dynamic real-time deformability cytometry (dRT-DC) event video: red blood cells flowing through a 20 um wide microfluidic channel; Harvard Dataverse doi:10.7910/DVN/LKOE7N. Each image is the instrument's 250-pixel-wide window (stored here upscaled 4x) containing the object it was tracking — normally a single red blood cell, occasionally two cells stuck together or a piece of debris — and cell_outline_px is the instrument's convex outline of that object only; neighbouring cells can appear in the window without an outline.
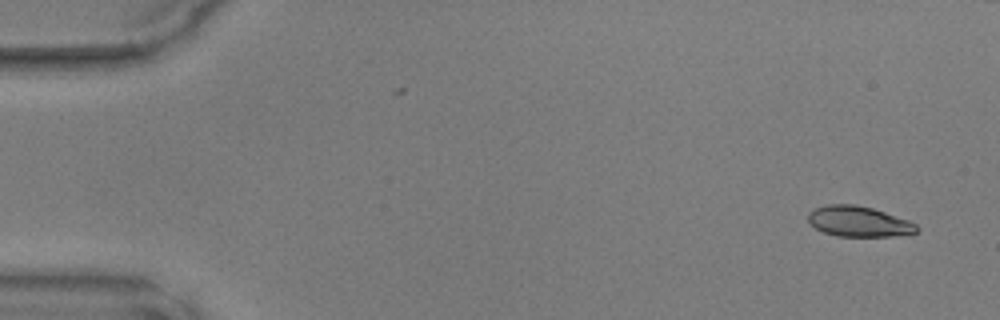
{"species": "common noctule bat (a hibernating species)", "species_latin": "Nyctalus noctula", "temperature_condition": "warm", "stored_images_in_passage": 47, "camera_frame_rate_fps": 3000, "um_per_image_px": 0.085, "animal": {"sex": "male", "body_mass_g": 17.9, "forearm_length_mm": 54.2}, "frame": {"image": 1, "passage_image": 1, "time_ms": 0.0, "image_size_px": [1000, 320], "cell_outline_px": [[920, 228], [916, 232], [892, 236], [836, 236], [824, 232], [816, 228], [808, 220], [808, 212], [816, 208], [828, 204], [856, 204], [872, 208], [908, 220], [916, 224]], "centroid_in_image_um": [72.98, 18.82], "position_along_channel_um": 12.0, "area_um2": 19.13}}
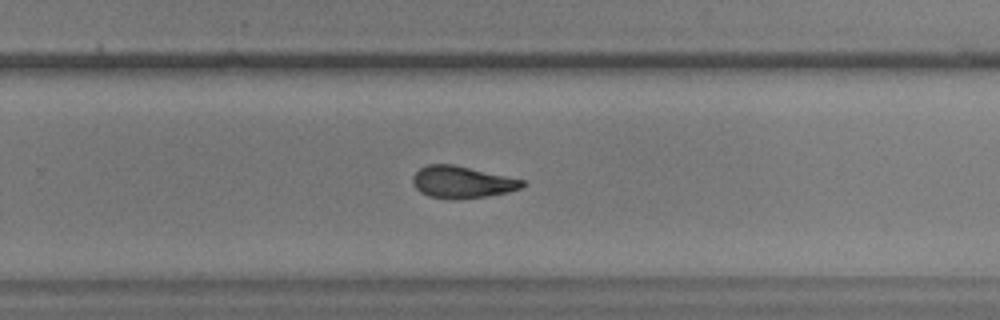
{"frame": {"image": 2, "passage_image": 30, "time_ms": 9.667, "image_size_px": [1000, 320], "cell_outline_px": [[524, 184], [520, 188], [508, 192], [484, 196], [428, 196], [420, 192], [416, 188], [412, 180], [412, 176], [420, 168], [428, 164], [452, 164], [524, 180]], "centroid_in_image_um": [39.25, 15.43], "position_along_channel_um": 290.6, "area_um2": 19.36}}
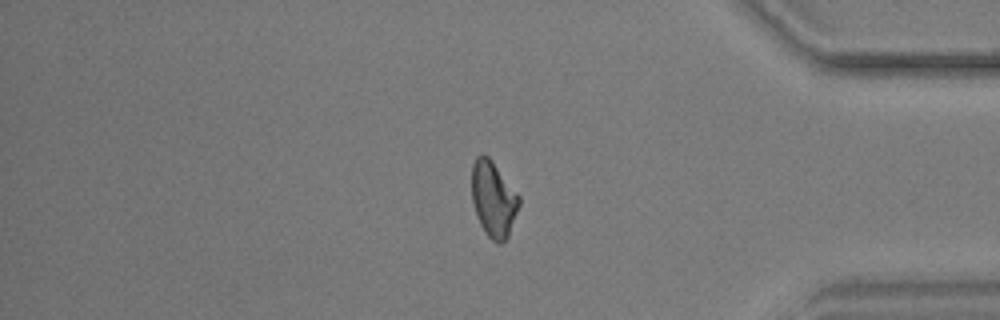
{"frame": {"image": 3, "passage_image": 39, "time_ms": 12.667, "image_size_px": [1000, 320], "cell_outline_px": [[520, 204], [508, 236], [500, 244], [496, 244], [484, 232], [480, 224], [472, 200], [472, 164], [476, 156], [488, 156], [492, 160], [520, 196]], "centroid_in_image_um": [41.95, 16.93], "position_along_channel_um": 393.3, "area_um2": 20.75}}